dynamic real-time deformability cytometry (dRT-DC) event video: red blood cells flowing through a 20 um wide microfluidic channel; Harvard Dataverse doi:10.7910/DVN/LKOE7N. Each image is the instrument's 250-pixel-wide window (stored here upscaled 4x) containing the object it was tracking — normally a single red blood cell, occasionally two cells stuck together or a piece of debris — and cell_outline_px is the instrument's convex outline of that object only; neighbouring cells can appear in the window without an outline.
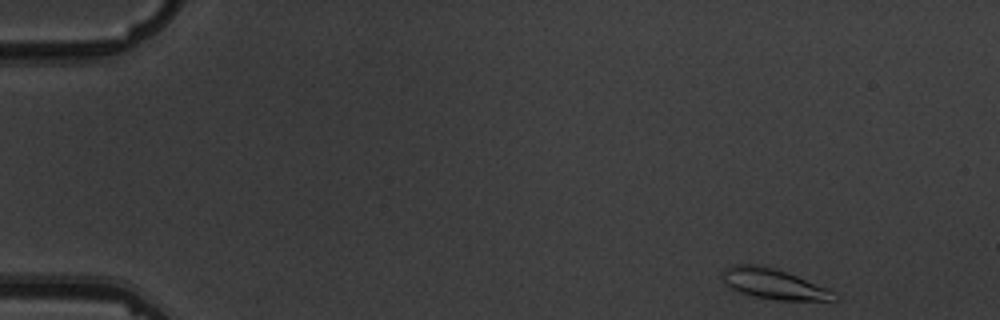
{"species": "common noctule bat (a hibernating species)", "species_latin": "Nyctalus noctula", "temperature_condition": "warm", "stored_images_in_passage": 9, "camera_frame_rate_fps": 3000, "um_per_image_px": 0.085, "animal": {"sex": "male", "body_mass_g": 19.5, "forearm_length_mm": 54.6}, "frame": {"image": 1, "passage_image": 1, "time_ms": 0.0, "image_size_px": [1000, 320], "cell_outline_px": [[840, 300], [780, 300], [756, 296], [740, 292], [732, 288], [724, 280], [724, 268], [732, 264], [756, 264], [776, 268], [836, 292]], "centroid_in_image_um": [65.8, 24.12], "position_along_channel_um": 19.2, "area_um2": 19.36}}
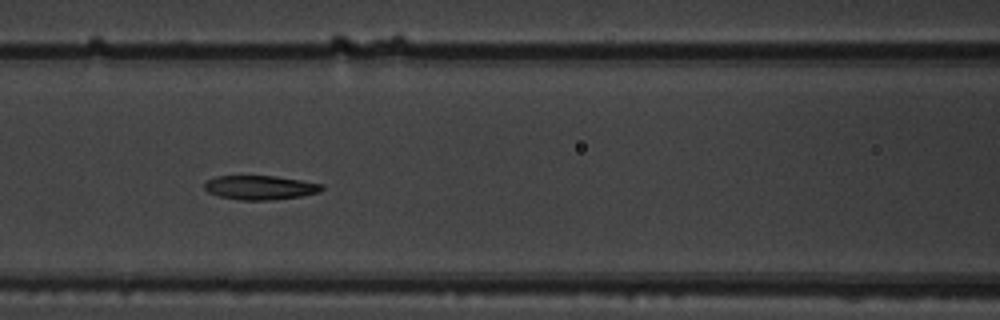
{"frame": {"image": 2, "passage_image": 7, "time_ms": 6.667, "image_size_px": [1000, 320], "cell_outline_px": [[324, 188], [320, 192], [300, 196], [268, 200], [240, 200], [220, 196], [208, 192], [204, 188], [204, 184], [208, 180], [216, 176], [276, 176], [324, 184]], "centroid_in_image_um": [22.13, 15.94], "position_along_channel_um": 144.5, "area_um2": 16.42}}
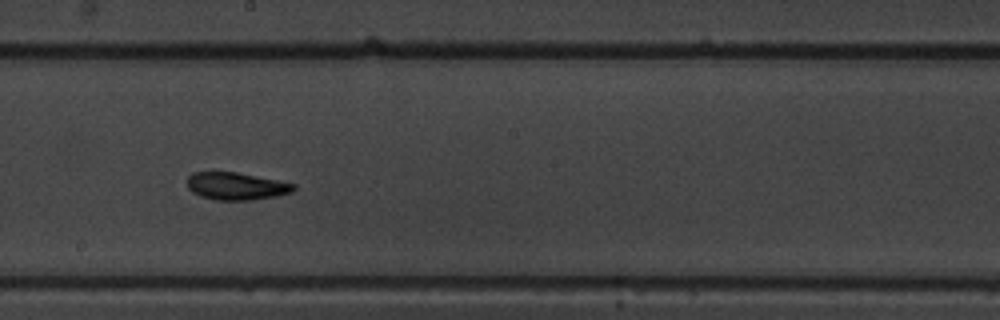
{"frame": {"image": 3, "passage_image": 9, "time_ms": 9.0, "image_size_px": [1000, 320], "cell_outline_px": [[296, 188], [292, 192], [276, 196], [252, 200], [216, 200], [200, 196], [192, 192], [188, 188], [188, 176], [192, 172], [236, 172], [296, 184]], "centroid_in_image_um": [20.07, 15.82], "position_along_channel_um": 228.1, "area_um2": 16.99}}